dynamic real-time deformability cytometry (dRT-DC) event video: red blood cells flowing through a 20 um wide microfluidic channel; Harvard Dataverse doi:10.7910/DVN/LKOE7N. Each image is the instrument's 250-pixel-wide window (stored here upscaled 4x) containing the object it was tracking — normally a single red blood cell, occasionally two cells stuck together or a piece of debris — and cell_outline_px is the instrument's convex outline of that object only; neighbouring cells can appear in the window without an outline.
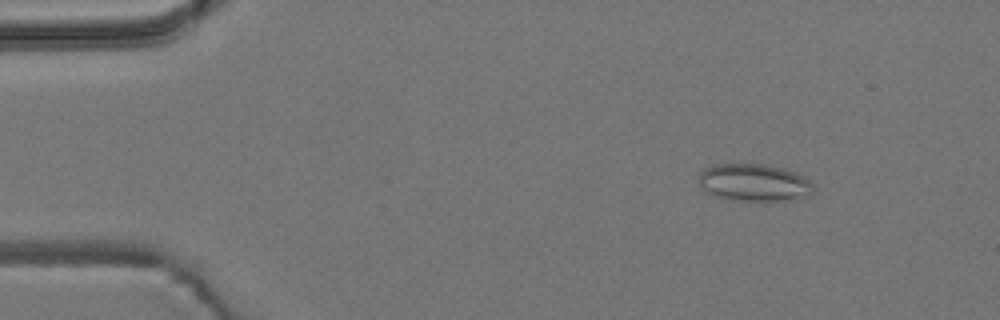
{"species": "common noctule bat (a hibernating species)", "species_latin": "Nyctalus noctula", "temperature_condition": "room temperature", "stored_images_in_passage": 16, "camera_frame_rate_fps": 3000, "um_per_image_px": 0.085, "animal": {"sex": "male", "body_mass_g": 19.2, "forearm_length_mm": 51.8}, "frame": {"image": 1, "passage_image": 1, "time_ms": 0.0, "image_size_px": [1000, 320], "cell_outline_px": [[816, 188], [808, 196], [796, 200], [724, 200], [704, 192], [700, 188], [700, 172], [704, 168], [712, 164], [764, 164], [784, 168], [796, 172], [804, 176]], "centroid_in_image_um": [64.09, 15.52], "position_along_channel_um": 20.9, "area_um2": 25.43}}
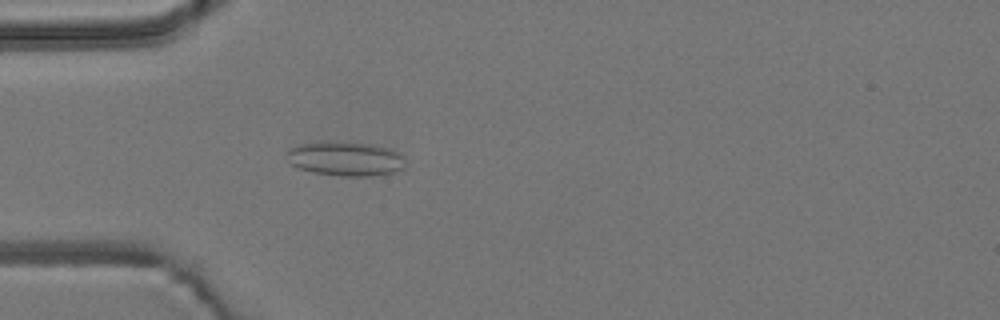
{"frame": {"image": 2, "passage_image": 10, "time_ms": 3.0, "image_size_px": [1000, 320], "cell_outline_px": [[404, 168], [396, 172], [372, 176], [344, 176], [312, 172], [300, 168], [292, 164], [288, 160], [288, 148], [296, 144], [320, 140], [324, 140], [372, 144], [388, 148], [400, 152], [404, 156]], "centroid_in_image_um": [29.37, 13.47], "position_along_channel_um": 55.6, "area_um2": 24.16}}
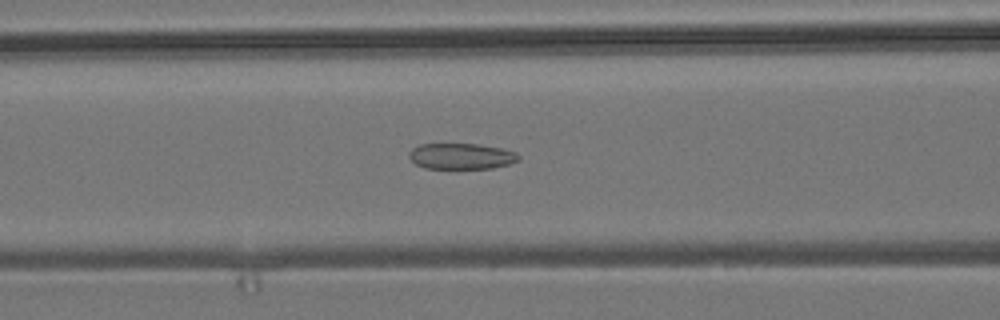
{"frame": {"image": 3, "passage_image": 16, "time_ms": 5.0, "image_size_px": [1000, 320], "cell_outline_px": [[520, 160], [508, 164], [492, 168], [424, 168], [416, 164], [408, 156], [408, 152], [412, 148], [420, 144], [480, 144], [500, 148], [516, 152], [520, 156]], "centroid_in_image_um": [39.2, 13.27], "position_along_channel_um": 127.4, "area_um2": 16.53}}